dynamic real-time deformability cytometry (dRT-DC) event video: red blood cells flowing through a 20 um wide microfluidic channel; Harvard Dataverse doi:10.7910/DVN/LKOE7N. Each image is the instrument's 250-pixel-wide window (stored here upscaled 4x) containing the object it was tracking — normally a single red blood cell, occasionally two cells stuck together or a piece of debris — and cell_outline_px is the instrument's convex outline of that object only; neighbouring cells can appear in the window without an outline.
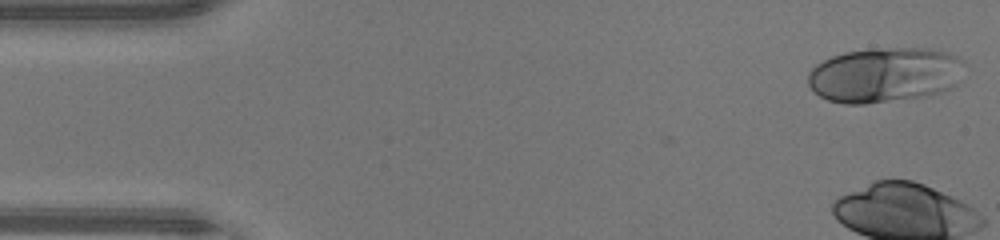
{"species": "human", "species_latin": "Homo sapiens", "temperature_condition": "warm", "stored_images_in_passage": 34, "camera_frame_rate_fps": 3000, "um_per_image_px": 0.085, "donor": {"sex": "male"}, "frame": {"image": 1, "passage_image": 1, "time_ms": 0.0, "image_size_px": [1000, 240], "cell_outline_px": [[964, 60], [956, 84], [952, 88], [928, 96], [864, 104], [844, 104], [828, 100], [820, 96], [808, 84], [808, 72], [816, 64], [832, 56], [844, 52], [892, 48], [928, 48], [948, 52]], "centroid_in_image_um": [75.19, 6.37], "position_along_channel_um": 9.8, "area_um2": 50.05}}
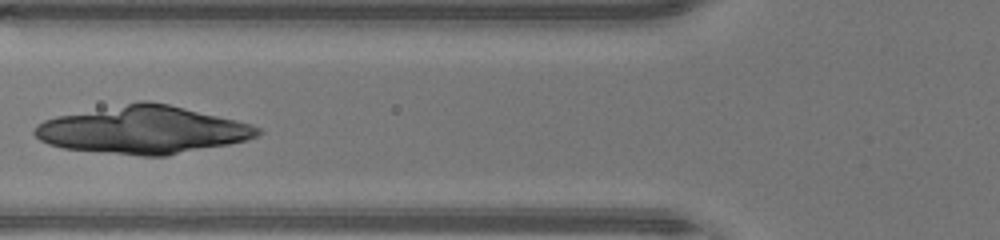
{"frame": {"image": 2, "passage_image": 18, "time_ms": 5.667, "image_size_px": [1000, 240], "cell_outline_px": [[264, 132], [248, 140], [168, 156], [140, 156], [64, 148], [48, 144], [40, 140], [32, 132], [36, 124], [44, 120], [56, 116], [140, 100], [148, 100], [168, 104], [236, 120], [252, 124], [260, 128]], "centroid_in_image_um": [12.14, 11.04], "position_along_channel_um": 113.7, "area_um2": 62.02}}
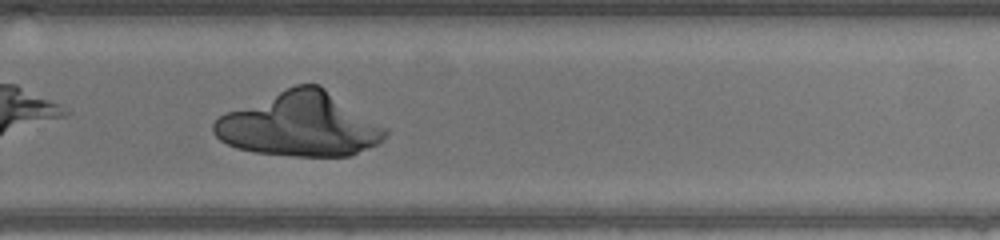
{"frame": {"image": 3, "passage_image": 31, "time_ms": 10.0, "image_size_px": [1000, 240], "cell_outline_px": [[388, 132], [376, 144], [348, 156], [292, 156], [256, 152], [236, 148], [220, 140], [212, 132], [212, 124], [224, 112], [296, 84], [320, 84], [388, 128]], "centroid_in_image_um": [25.46, 10.58], "position_along_channel_um": 304.3, "area_um2": 63.81}}